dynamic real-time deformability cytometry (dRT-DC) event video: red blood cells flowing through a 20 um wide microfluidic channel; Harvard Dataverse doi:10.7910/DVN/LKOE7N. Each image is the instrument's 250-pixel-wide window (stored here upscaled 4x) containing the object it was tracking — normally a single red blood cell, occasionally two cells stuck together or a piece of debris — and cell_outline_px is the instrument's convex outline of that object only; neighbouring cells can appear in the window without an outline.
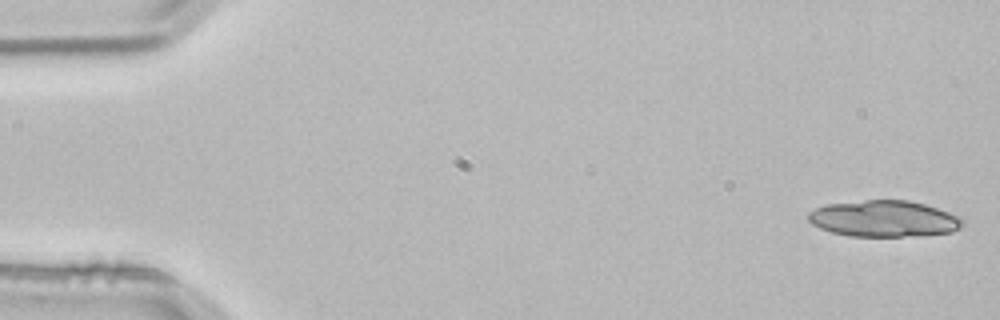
{"species": "common noctule bat (a hibernating species)", "species_latin": "Nyctalus noctula", "temperature_condition": "room temperature", "stored_images_in_passage": 4, "camera_frame_rate_fps": 3000, "um_per_image_px": 0.085, "animal": {"sex": "male", "body_mass_g": 21.5, "forearm_length_mm": 52.0}, "frame": {"image": 1, "passage_image": 1, "time_ms": 0.0, "image_size_px": [1000, 320], "cell_outline_px": [[964, 224], [960, 228], [952, 232], [900, 236], [848, 236], [832, 232], [820, 228], [812, 224], [808, 220], [808, 212], [816, 208], [828, 204], [864, 200], [908, 200], [924, 204], [960, 216], [964, 220]], "centroid_in_image_um": [75.13, 18.58], "position_along_channel_um": 9.9, "area_um2": 32.48}}